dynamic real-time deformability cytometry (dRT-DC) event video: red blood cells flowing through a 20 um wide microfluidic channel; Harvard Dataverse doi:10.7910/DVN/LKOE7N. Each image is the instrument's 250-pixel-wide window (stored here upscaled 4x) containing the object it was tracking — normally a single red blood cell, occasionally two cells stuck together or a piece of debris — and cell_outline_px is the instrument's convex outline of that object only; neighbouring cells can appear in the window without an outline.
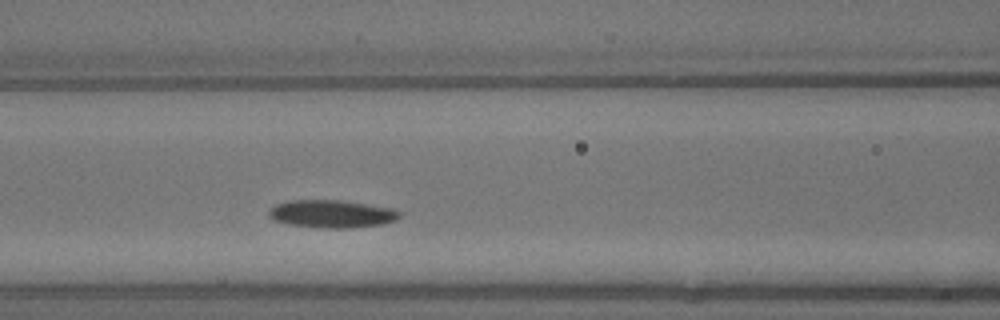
{"species": "common noctule bat (a hibernating species)", "species_latin": "Nyctalus noctula", "temperature_condition": "warm", "stored_images_in_passage": 4, "segment_of_instrument_passage": [1, 2], "camera_frame_rate_fps": 3000, "um_per_image_px": 0.085, "animal": {"sex": "male", "body_mass_g": 13.3}, "frame": {"image": 1, "passage_image": 3, "time_ms": 0.667, "image_size_px": [1000, 320], "cell_outline_px": [[400, 216], [396, 220], [380, 224], [348, 228], [324, 228], [288, 224], [272, 220], [268, 216], [268, 212], [276, 204], [288, 200], [340, 200], [392, 208], [400, 212]], "centroid_in_image_um": [28.16, 18.17], "position_along_channel_um": 138.4, "area_um2": 21.04}}